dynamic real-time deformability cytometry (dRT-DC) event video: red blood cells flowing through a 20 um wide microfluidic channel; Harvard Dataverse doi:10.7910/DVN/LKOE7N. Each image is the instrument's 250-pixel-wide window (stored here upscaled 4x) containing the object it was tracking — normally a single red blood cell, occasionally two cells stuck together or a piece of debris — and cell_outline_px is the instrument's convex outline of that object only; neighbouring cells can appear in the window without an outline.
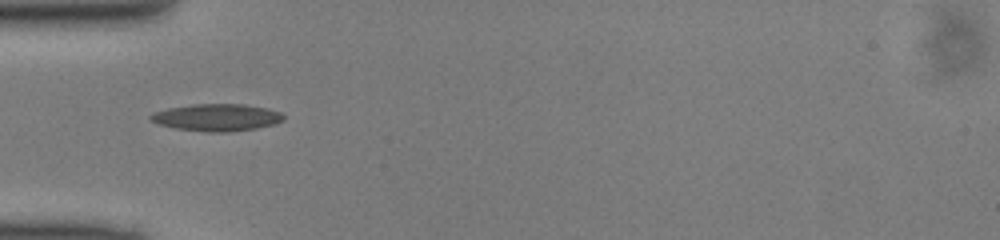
{"species": "common noctule bat (a hibernating species)", "species_latin": "Nyctalus noctula", "temperature_condition": "cold", "stored_images_in_passage": 29, "camera_frame_rate_fps": 3000, "um_per_image_px": 0.085, "animal": {"sex": "male", "body_mass_g": 13.0, "forearm_length_mm": 53.1}, "frame": {"image": 1, "passage_image": 1, "time_ms": 0.0, "image_size_px": [1000, 240], "cell_outline_px": [[284, 120], [276, 124], [256, 128], [228, 132], [208, 132], [172, 128], [160, 124], [152, 120], [148, 116], [152, 112], [168, 108], [192, 104], [244, 104], [268, 108], [280, 112], [284, 116]], "centroid_in_image_um": [18.43, 9.98], "position_along_channel_um": 66.6, "area_um2": 21.15}}
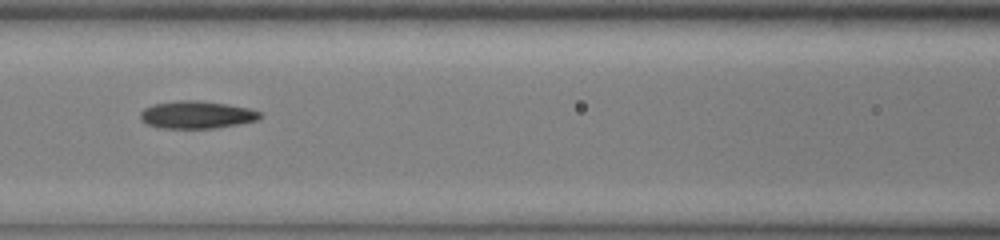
{"frame": {"image": 2, "passage_image": 7, "time_ms": 2.0, "image_size_px": [1000, 240], "cell_outline_px": [[264, 116], [260, 120], [240, 124], [216, 128], [160, 128], [148, 124], [140, 120], [140, 112], [144, 108], [156, 104], [180, 100], [196, 100], [224, 104], [248, 108], [260, 112]], "centroid_in_image_um": [16.75, 9.77], "position_along_channel_um": 149.9, "area_um2": 19.19}}
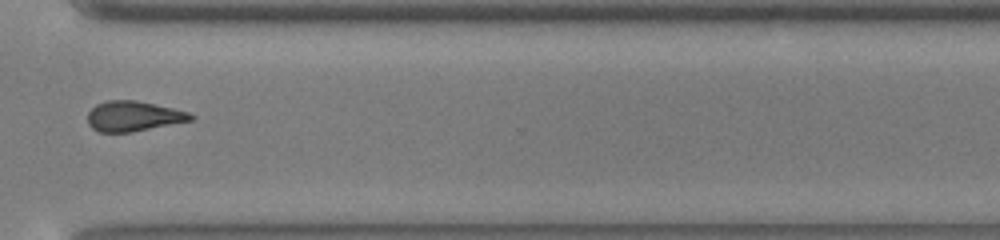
{"frame": {"image": 3, "passage_image": 22, "time_ms": 7.0, "image_size_px": [1000, 240], "cell_outline_px": [[196, 116], [192, 120], [132, 132], [100, 132], [92, 128], [88, 124], [88, 112], [96, 104], [108, 100], [136, 100], [172, 108], [188, 112]], "centroid_in_image_um": [11.33, 9.87], "position_along_channel_um": 359.3, "area_um2": 18.03}}